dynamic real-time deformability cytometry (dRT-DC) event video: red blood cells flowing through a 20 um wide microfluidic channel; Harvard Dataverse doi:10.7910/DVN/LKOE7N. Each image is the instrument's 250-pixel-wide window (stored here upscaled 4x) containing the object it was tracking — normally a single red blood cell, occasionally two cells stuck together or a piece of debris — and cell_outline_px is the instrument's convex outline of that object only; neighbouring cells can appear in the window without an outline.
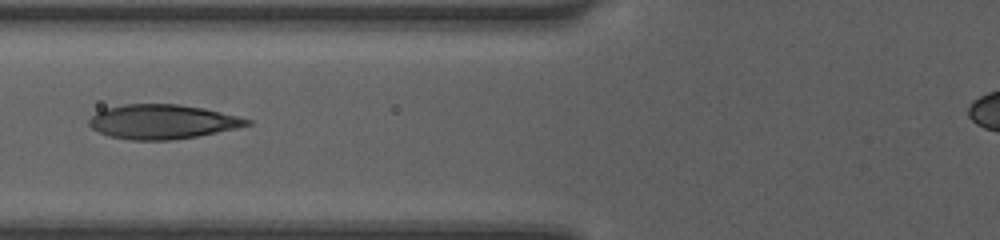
{"species": "human", "species_latin": "Homo sapiens", "temperature_condition": "room temperature", "stored_images_in_passage": 15, "camera_frame_rate_fps": 3000, "um_per_image_px": 0.085, "donor": {"sex": "female"}, "frame": {"image": 1, "passage_image": 11, "time_ms": 3.333, "image_size_px": [1000, 240], "cell_outline_px": [[252, 124], [236, 128], [196, 136], [172, 140], [132, 140], [108, 136], [92, 128], [88, 124], [88, 120], [96, 112], [104, 108], [124, 104], [176, 104], [204, 108], [252, 120]], "centroid_in_image_um": [13.76, 10.34], "position_along_channel_um": 112.0, "area_um2": 31.5}}
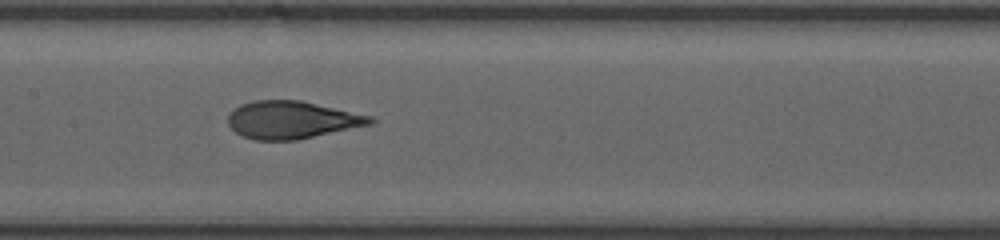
{"frame": {"image": 2, "passage_image": 13, "time_ms": 4.0, "image_size_px": [1000, 240], "cell_outline_px": [[376, 120], [372, 124], [296, 140], [256, 140], [244, 136], [236, 132], [228, 124], [228, 116], [240, 104], [252, 100], [300, 100], [372, 116]], "centroid_in_image_um": [24.81, 10.18], "position_along_channel_um": 182.6, "area_um2": 30.92}}
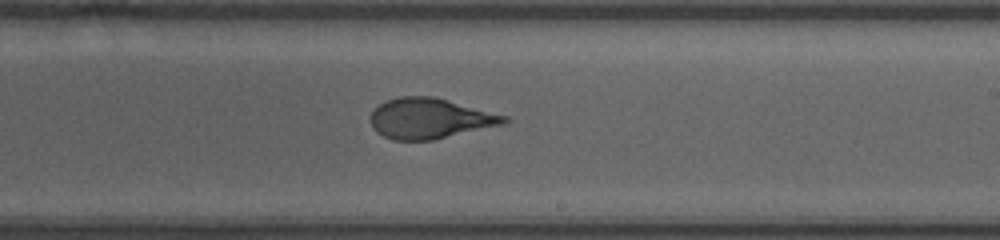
{"frame": {"image": 3, "passage_image": 15, "time_ms": 4.667, "image_size_px": [1000, 240], "cell_outline_px": [[508, 120], [504, 124], [432, 140], [392, 140], [376, 132], [372, 128], [372, 112], [384, 100], [400, 96], [432, 96], [508, 116]], "centroid_in_image_um": [36.52, 10.07], "position_along_channel_um": 252.5, "area_um2": 31.21}}